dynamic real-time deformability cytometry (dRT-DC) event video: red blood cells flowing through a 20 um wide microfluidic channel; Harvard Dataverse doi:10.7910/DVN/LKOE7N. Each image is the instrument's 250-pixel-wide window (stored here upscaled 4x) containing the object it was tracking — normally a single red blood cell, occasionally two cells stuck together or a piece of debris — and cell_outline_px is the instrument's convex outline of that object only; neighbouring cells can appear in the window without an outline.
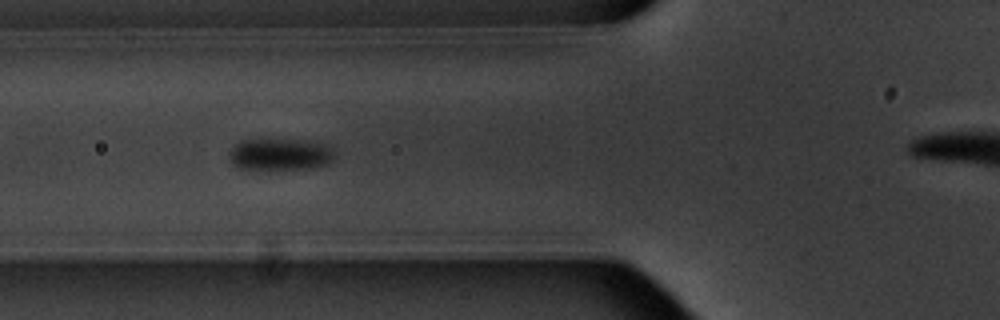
{"species": "common noctule bat (a hibernating species)", "species_latin": "Nyctalus noctula", "temperature_condition": "warm", "stored_images_in_passage": 4, "camera_frame_rate_fps": 3000, "um_per_image_px": 0.085, "animal": {"sex": "male", "body_mass_g": 20.1, "forearm_length_mm": 53.5}, "frame": {"image": 1, "passage_image": 2, "time_ms": 1.333, "image_size_px": [1000, 320], "cell_outline_px": [[332, 160], [324, 164], [308, 168], [268, 172], [240, 168], [232, 164], [228, 156], [232, 148], [240, 140], [296, 140], [320, 144], [328, 148], [332, 152]], "centroid_in_image_um": [23.67, 13.18], "position_along_channel_um": 102.1, "area_um2": 19.54}}